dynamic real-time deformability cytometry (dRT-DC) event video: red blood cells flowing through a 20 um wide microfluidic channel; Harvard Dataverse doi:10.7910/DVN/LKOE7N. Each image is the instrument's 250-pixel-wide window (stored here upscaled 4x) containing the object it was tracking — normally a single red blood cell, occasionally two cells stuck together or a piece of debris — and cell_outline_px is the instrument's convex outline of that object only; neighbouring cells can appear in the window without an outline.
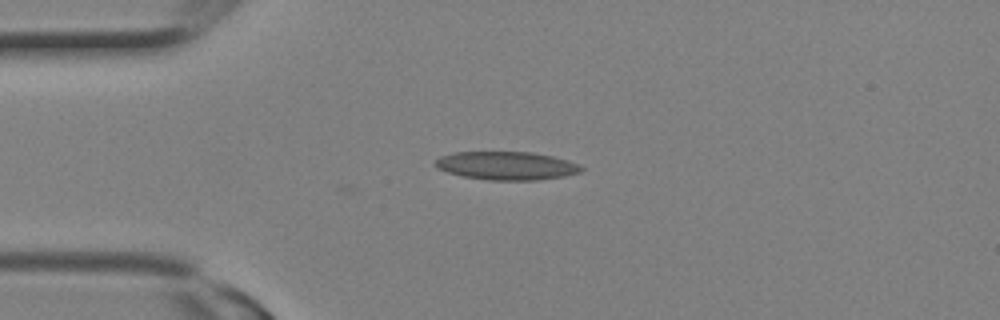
{"species": "Egyptian fruit bat (a non-hibernating species)", "species_latin": "Rousettus aegyptiacus", "temperature_condition": "room temperature", "stored_images_in_passage": 3, "camera_frame_rate_fps": 3000, "um_per_image_px": 0.085, "animal": {"sex": "female"}, "frame": {"image": 1, "passage_image": 3, "time_ms": 0.667, "image_size_px": [1000, 320], "cell_outline_px": [[584, 168], [580, 172], [564, 176], [536, 180], [488, 180], [464, 176], [448, 172], [436, 168], [432, 164], [440, 156], [452, 152], [532, 152], [552, 156], [568, 160], [580, 164]], "centroid_in_image_um": [43.04, 14.08], "position_along_channel_um": 42.0, "area_um2": 24.16}}